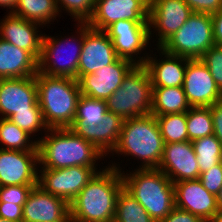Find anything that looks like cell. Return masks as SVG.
<instances>
[{
    "instance_id": "e0dca14e",
    "label": "cell",
    "mask_w": 222,
    "mask_h": 222,
    "mask_svg": "<svg viewBox=\"0 0 222 222\" xmlns=\"http://www.w3.org/2000/svg\"><path fill=\"white\" fill-rule=\"evenodd\" d=\"M38 151L4 150L0 148V187L6 185H38Z\"/></svg>"
},
{
    "instance_id": "8fae6325",
    "label": "cell",
    "mask_w": 222,
    "mask_h": 222,
    "mask_svg": "<svg viewBox=\"0 0 222 222\" xmlns=\"http://www.w3.org/2000/svg\"><path fill=\"white\" fill-rule=\"evenodd\" d=\"M41 173V174H40ZM97 171L92 167L71 166L61 169L41 168L38 186L70 204Z\"/></svg>"
},
{
    "instance_id": "d6a6232c",
    "label": "cell",
    "mask_w": 222,
    "mask_h": 222,
    "mask_svg": "<svg viewBox=\"0 0 222 222\" xmlns=\"http://www.w3.org/2000/svg\"><path fill=\"white\" fill-rule=\"evenodd\" d=\"M96 0H56L59 12L65 9L69 15L75 18L74 21L87 22L92 16Z\"/></svg>"
},
{
    "instance_id": "7402d4cb",
    "label": "cell",
    "mask_w": 222,
    "mask_h": 222,
    "mask_svg": "<svg viewBox=\"0 0 222 222\" xmlns=\"http://www.w3.org/2000/svg\"><path fill=\"white\" fill-rule=\"evenodd\" d=\"M0 22V38L28 51L37 61L41 55L43 34H38L41 25L8 13ZM39 25V26H38Z\"/></svg>"
},
{
    "instance_id": "f1b7e54d",
    "label": "cell",
    "mask_w": 222,
    "mask_h": 222,
    "mask_svg": "<svg viewBox=\"0 0 222 222\" xmlns=\"http://www.w3.org/2000/svg\"><path fill=\"white\" fill-rule=\"evenodd\" d=\"M113 222H155L145 208L124 188L120 191Z\"/></svg>"
},
{
    "instance_id": "4fadbf2b",
    "label": "cell",
    "mask_w": 222,
    "mask_h": 222,
    "mask_svg": "<svg viewBox=\"0 0 222 222\" xmlns=\"http://www.w3.org/2000/svg\"><path fill=\"white\" fill-rule=\"evenodd\" d=\"M23 111H41L35 76L0 79V118Z\"/></svg>"
},
{
    "instance_id": "6da1fadb",
    "label": "cell",
    "mask_w": 222,
    "mask_h": 222,
    "mask_svg": "<svg viewBox=\"0 0 222 222\" xmlns=\"http://www.w3.org/2000/svg\"><path fill=\"white\" fill-rule=\"evenodd\" d=\"M120 166H106L69 204L70 222H113L116 203L124 188Z\"/></svg>"
},
{
    "instance_id": "f6af8a7d",
    "label": "cell",
    "mask_w": 222,
    "mask_h": 222,
    "mask_svg": "<svg viewBox=\"0 0 222 222\" xmlns=\"http://www.w3.org/2000/svg\"><path fill=\"white\" fill-rule=\"evenodd\" d=\"M0 222H12V221H9V220H7V219H4V218H1V217H0Z\"/></svg>"
},
{
    "instance_id": "5bb4252c",
    "label": "cell",
    "mask_w": 222,
    "mask_h": 222,
    "mask_svg": "<svg viewBox=\"0 0 222 222\" xmlns=\"http://www.w3.org/2000/svg\"><path fill=\"white\" fill-rule=\"evenodd\" d=\"M182 87L191 107H209L222 100L221 90L200 59L187 62Z\"/></svg>"
},
{
    "instance_id": "484cf974",
    "label": "cell",
    "mask_w": 222,
    "mask_h": 222,
    "mask_svg": "<svg viewBox=\"0 0 222 222\" xmlns=\"http://www.w3.org/2000/svg\"><path fill=\"white\" fill-rule=\"evenodd\" d=\"M12 14L46 26L55 20L60 13L56 0H18Z\"/></svg>"
},
{
    "instance_id": "4316f807",
    "label": "cell",
    "mask_w": 222,
    "mask_h": 222,
    "mask_svg": "<svg viewBox=\"0 0 222 222\" xmlns=\"http://www.w3.org/2000/svg\"><path fill=\"white\" fill-rule=\"evenodd\" d=\"M8 118H0V144L4 150L38 151V142ZM30 141V142H29ZM3 147V148H2Z\"/></svg>"
},
{
    "instance_id": "603a6c76",
    "label": "cell",
    "mask_w": 222,
    "mask_h": 222,
    "mask_svg": "<svg viewBox=\"0 0 222 222\" xmlns=\"http://www.w3.org/2000/svg\"><path fill=\"white\" fill-rule=\"evenodd\" d=\"M160 61L156 57L148 56L144 66L149 72L152 87H178L183 86L187 62L186 57L172 55L160 47Z\"/></svg>"
},
{
    "instance_id": "ac0fdd59",
    "label": "cell",
    "mask_w": 222,
    "mask_h": 222,
    "mask_svg": "<svg viewBox=\"0 0 222 222\" xmlns=\"http://www.w3.org/2000/svg\"><path fill=\"white\" fill-rule=\"evenodd\" d=\"M135 65L118 58L114 63L83 75L79 80L81 94L90 98L107 100L122 84L124 77Z\"/></svg>"
},
{
    "instance_id": "9c48e42d",
    "label": "cell",
    "mask_w": 222,
    "mask_h": 222,
    "mask_svg": "<svg viewBox=\"0 0 222 222\" xmlns=\"http://www.w3.org/2000/svg\"><path fill=\"white\" fill-rule=\"evenodd\" d=\"M77 27V32L80 35L78 37L79 39H76L74 36L72 38L70 37L67 39H60L51 36L49 37L44 33L42 40L41 55L38 60V72L50 76H65L78 80V64L84 39V22H79ZM70 41H72V43L74 44H72L74 48H71L73 51L70 52L71 55L67 54V59L65 61L64 57L66 54L64 55L62 52V54L64 55L63 57V55L60 56V53L63 49L64 51H68L65 49L66 43L64 42H67V44H71ZM75 42H77V44ZM62 57L64 58V60H61ZM59 61H62V63L59 64Z\"/></svg>"
},
{
    "instance_id": "3957f363",
    "label": "cell",
    "mask_w": 222,
    "mask_h": 222,
    "mask_svg": "<svg viewBox=\"0 0 222 222\" xmlns=\"http://www.w3.org/2000/svg\"><path fill=\"white\" fill-rule=\"evenodd\" d=\"M47 132L46 136L37 139L39 165H42V168L86 166L100 172L96 168V160L104 158V154L92 143L76 135L69 128L49 129Z\"/></svg>"
},
{
    "instance_id": "30bf717a",
    "label": "cell",
    "mask_w": 222,
    "mask_h": 222,
    "mask_svg": "<svg viewBox=\"0 0 222 222\" xmlns=\"http://www.w3.org/2000/svg\"><path fill=\"white\" fill-rule=\"evenodd\" d=\"M104 32L112 41L118 58L128 60L134 65L145 64L148 54L144 57L137 56L147 48L151 39L149 21L119 20L108 26Z\"/></svg>"
},
{
    "instance_id": "ffe728a7",
    "label": "cell",
    "mask_w": 222,
    "mask_h": 222,
    "mask_svg": "<svg viewBox=\"0 0 222 222\" xmlns=\"http://www.w3.org/2000/svg\"><path fill=\"white\" fill-rule=\"evenodd\" d=\"M22 213V222H70L69 204L38 185L29 193Z\"/></svg>"
},
{
    "instance_id": "1f68e13d",
    "label": "cell",
    "mask_w": 222,
    "mask_h": 222,
    "mask_svg": "<svg viewBox=\"0 0 222 222\" xmlns=\"http://www.w3.org/2000/svg\"><path fill=\"white\" fill-rule=\"evenodd\" d=\"M9 120L30 135L43 129L45 132H47L46 130H49L44 121L42 111H23L14 113Z\"/></svg>"
},
{
    "instance_id": "ba28073f",
    "label": "cell",
    "mask_w": 222,
    "mask_h": 222,
    "mask_svg": "<svg viewBox=\"0 0 222 222\" xmlns=\"http://www.w3.org/2000/svg\"><path fill=\"white\" fill-rule=\"evenodd\" d=\"M214 44L211 14L193 12L160 48L172 55L200 59Z\"/></svg>"
},
{
    "instance_id": "44dd1931",
    "label": "cell",
    "mask_w": 222,
    "mask_h": 222,
    "mask_svg": "<svg viewBox=\"0 0 222 222\" xmlns=\"http://www.w3.org/2000/svg\"><path fill=\"white\" fill-rule=\"evenodd\" d=\"M173 185L175 207L200 217L204 222H210L213 219L219 210L217 196L208 192L199 179L184 180Z\"/></svg>"
},
{
    "instance_id": "2e32d148",
    "label": "cell",
    "mask_w": 222,
    "mask_h": 222,
    "mask_svg": "<svg viewBox=\"0 0 222 222\" xmlns=\"http://www.w3.org/2000/svg\"><path fill=\"white\" fill-rule=\"evenodd\" d=\"M118 59L113 43L104 31L92 29L84 22V39L78 64V80L83 75L114 63Z\"/></svg>"
},
{
    "instance_id": "b9f144b4",
    "label": "cell",
    "mask_w": 222,
    "mask_h": 222,
    "mask_svg": "<svg viewBox=\"0 0 222 222\" xmlns=\"http://www.w3.org/2000/svg\"><path fill=\"white\" fill-rule=\"evenodd\" d=\"M18 0H0V6L11 9L9 13H12L17 6Z\"/></svg>"
},
{
    "instance_id": "f35d334b",
    "label": "cell",
    "mask_w": 222,
    "mask_h": 222,
    "mask_svg": "<svg viewBox=\"0 0 222 222\" xmlns=\"http://www.w3.org/2000/svg\"><path fill=\"white\" fill-rule=\"evenodd\" d=\"M160 222H204L192 213L174 207L173 210Z\"/></svg>"
},
{
    "instance_id": "5b68a950",
    "label": "cell",
    "mask_w": 222,
    "mask_h": 222,
    "mask_svg": "<svg viewBox=\"0 0 222 222\" xmlns=\"http://www.w3.org/2000/svg\"><path fill=\"white\" fill-rule=\"evenodd\" d=\"M134 171L126 175L121 172L124 189L155 222L162 221L175 207L173 182L158 168H138Z\"/></svg>"
},
{
    "instance_id": "74e56055",
    "label": "cell",
    "mask_w": 222,
    "mask_h": 222,
    "mask_svg": "<svg viewBox=\"0 0 222 222\" xmlns=\"http://www.w3.org/2000/svg\"><path fill=\"white\" fill-rule=\"evenodd\" d=\"M23 205H16L14 203L0 202V217L12 222H22Z\"/></svg>"
},
{
    "instance_id": "60d3db41",
    "label": "cell",
    "mask_w": 222,
    "mask_h": 222,
    "mask_svg": "<svg viewBox=\"0 0 222 222\" xmlns=\"http://www.w3.org/2000/svg\"><path fill=\"white\" fill-rule=\"evenodd\" d=\"M213 25V36L216 45L222 46V9L211 14Z\"/></svg>"
},
{
    "instance_id": "ee69618b",
    "label": "cell",
    "mask_w": 222,
    "mask_h": 222,
    "mask_svg": "<svg viewBox=\"0 0 222 222\" xmlns=\"http://www.w3.org/2000/svg\"><path fill=\"white\" fill-rule=\"evenodd\" d=\"M217 205H218V209L221 210L222 209V188L220 189V192L217 195Z\"/></svg>"
},
{
    "instance_id": "d590c367",
    "label": "cell",
    "mask_w": 222,
    "mask_h": 222,
    "mask_svg": "<svg viewBox=\"0 0 222 222\" xmlns=\"http://www.w3.org/2000/svg\"><path fill=\"white\" fill-rule=\"evenodd\" d=\"M202 186L217 196L222 188V161L199 176Z\"/></svg>"
},
{
    "instance_id": "4dcf8cb0",
    "label": "cell",
    "mask_w": 222,
    "mask_h": 222,
    "mask_svg": "<svg viewBox=\"0 0 222 222\" xmlns=\"http://www.w3.org/2000/svg\"><path fill=\"white\" fill-rule=\"evenodd\" d=\"M188 141L213 134V120L209 107H191L186 112Z\"/></svg>"
},
{
    "instance_id": "7a4b0ae2",
    "label": "cell",
    "mask_w": 222,
    "mask_h": 222,
    "mask_svg": "<svg viewBox=\"0 0 222 222\" xmlns=\"http://www.w3.org/2000/svg\"><path fill=\"white\" fill-rule=\"evenodd\" d=\"M123 121L119 115L108 111L106 100L81 94L69 129L107 156L117 146Z\"/></svg>"
},
{
    "instance_id": "e575fe53",
    "label": "cell",
    "mask_w": 222,
    "mask_h": 222,
    "mask_svg": "<svg viewBox=\"0 0 222 222\" xmlns=\"http://www.w3.org/2000/svg\"><path fill=\"white\" fill-rule=\"evenodd\" d=\"M37 185H6L0 187V202L24 205L33 187Z\"/></svg>"
},
{
    "instance_id": "52a82bcc",
    "label": "cell",
    "mask_w": 222,
    "mask_h": 222,
    "mask_svg": "<svg viewBox=\"0 0 222 222\" xmlns=\"http://www.w3.org/2000/svg\"><path fill=\"white\" fill-rule=\"evenodd\" d=\"M153 87L144 65H135L106 100L109 112L123 120L151 114Z\"/></svg>"
},
{
    "instance_id": "7bdbcfd3",
    "label": "cell",
    "mask_w": 222,
    "mask_h": 222,
    "mask_svg": "<svg viewBox=\"0 0 222 222\" xmlns=\"http://www.w3.org/2000/svg\"><path fill=\"white\" fill-rule=\"evenodd\" d=\"M210 222H222V209L218 210Z\"/></svg>"
},
{
    "instance_id": "9a60e30c",
    "label": "cell",
    "mask_w": 222,
    "mask_h": 222,
    "mask_svg": "<svg viewBox=\"0 0 222 222\" xmlns=\"http://www.w3.org/2000/svg\"><path fill=\"white\" fill-rule=\"evenodd\" d=\"M193 14L192 9L183 0H151L149 2L150 36L152 29L159 36L157 47L177 32Z\"/></svg>"
},
{
    "instance_id": "f546056e",
    "label": "cell",
    "mask_w": 222,
    "mask_h": 222,
    "mask_svg": "<svg viewBox=\"0 0 222 222\" xmlns=\"http://www.w3.org/2000/svg\"><path fill=\"white\" fill-rule=\"evenodd\" d=\"M155 117L165 144L188 141L186 112Z\"/></svg>"
},
{
    "instance_id": "7c38bea8",
    "label": "cell",
    "mask_w": 222,
    "mask_h": 222,
    "mask_svg": "<svg viewBox=\"0 0 222 222\" xmlns=\"http://www.w3.org/2000/svg\"><path fill=\"white\" fill-rule=\"evenodd\" d=\"M119 20L149 21L147 0H96L92 16L86 22L92 29L104 31Z\"/></svg>"
},
{
    "instance_id": "8992f818",
    "label": "cell",
    "mask_w": 222,
    "mask_h": 222,
    "mask_svg": "<svg viewBox=\"0 0 222 222\" xmlns=\"http://www.w3.org/2000/svg\"><path fill=\"white\" fill-rule=\"evenodd\" d=\"M164 140L152 114L125 119L120 138L112 154L131 155L141 159L139 168H158L163 155Z\"/></svg>"
},
{
    "instance_id": "ab89813d",
    "label": "cell",
    "mask_w": 222,
    "mask_h": 222,
    "mask_svg": "<svg viewBox=\"0 0 222 222\" xmlns=\"http://www.w3.org/2000/svg\"><path fill=\"white\" fill-rule=\"evenodd\" d=\"M213 120V134L222 144V100L209 106Z\"/></svg>"
},
{
    "instance_id": "d4e9b609",
    "label": "cell",
    "mask_w": 222,
    "mask_h": 222,
    "mask_svg": "<svg viewBox=\"0 0 222 222\" xmlns=\"http://www.w3.org/2000/svg\"><path fill=\"white\" fill-rule=\"evenodd\" d=\"M190 108L182 86L153 87L152 115L184 113Z\"/></svg>"
},
{
    "instance_id": "cb8c5ba5",
    "label": "cell",
    "mask_w": 222,
    "mask_h": 222,
    "mask_svg": "<svg viewBox=\"0 0 222 222\" xmlns=\"http://www.w3.org/2000/svg\"><path fill=\"white\" fill-rule=\"evenodd\" d=\"M38 61L26 50L0 38V79L35 76Z\"/></svg>"
},
{
    "instance_id": "8d00e7d4",
    "label": "cell",
    "mask_w": 222,
    "mask_h": 222,
    "mask_svg": "<svg viewBox=\"0 0 222 222\" xmlns=\"http://www.w3.org/2000/svg\"><path fill=\"white\" fill-rule=\"evenodd\" d=\"M195 13L214 14L222 9V0H183Z\"/></svg>"
},
{
    "instance_id": "83f0119b",
    "label": "cell",
    "mask_w": 222,
    "mask_h": 222,
    "mask_svg": "<svg viewBox=\"0 0 222 222\" xmlns=\"http://www.w3.org/2000/svg\"><path fill=\"white\" fill-rule=\"evenodd\" d=\"M200 174L222 161V144L214 134L192 141Z\"/></svg>"
},
{
    "instance_id": "277c9868",
    "label": "cell",
    "mask_w": 222,
    "mask_h": 222,
    "mask_svg": "<svg viewBox=\"0 0 222 222\" xmlns=\"http://www.w3.org/2000/svg\"><path fill=\"white\" fill-rule=\"evenodd\" d=\"M35 81L38 89V103L48 128H70L81 95L78 80L37 72Z\"/></svg>"
},
{
    "instance_id": "d6986e66",
    "label": "cell",
    "mask_w": 222,
    "mask_h": 222,
    "mask_svg": "<svg viewBox=\"0 0 222 222\" xmlns=\"http://www.w3.org/2000/svg\"><path fill=\"white\" fill-rule=\"evenodd\" d=\"M158 169L173 183L198 179L200 170L192 142L164 144L163 155Z\"/></svg>"
},
{
    "instance_id": "836d02e7",
    "label": "cell",
    "mask_w": 222,
    "mask_h": 222,
    "mask_svg": "<svg viewBox=\"0 0 222 222\" xmlns=\"http://www.w3.org/2000/svg\"><path fill=\"white\" fill-rule=\"evenodd\" d=\"M200 60L207 66L217 87L222 92V46L214 44Z\"/></svg>"
}]
</instances>
